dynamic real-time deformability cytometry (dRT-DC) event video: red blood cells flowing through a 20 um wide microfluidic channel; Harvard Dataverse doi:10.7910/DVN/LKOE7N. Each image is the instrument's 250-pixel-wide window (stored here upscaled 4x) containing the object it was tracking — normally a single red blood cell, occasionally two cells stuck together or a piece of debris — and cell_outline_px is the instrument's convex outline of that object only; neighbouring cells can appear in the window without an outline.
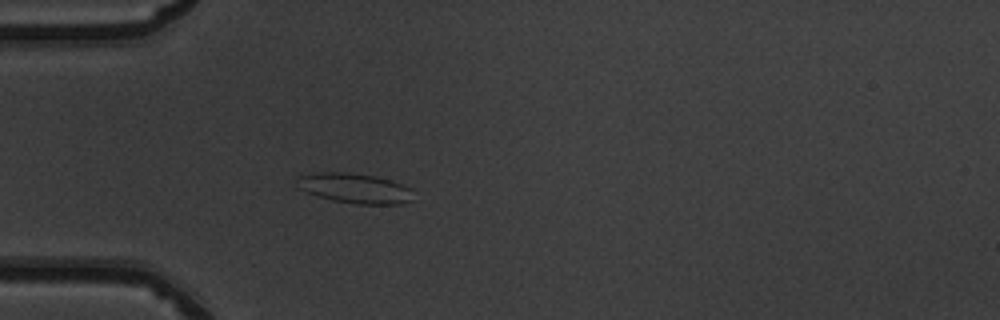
{"species": "common noctule bat (a hibernating species)", "species_latin": "Nyctalus noctula", "temperature_condition": "warm", "stored_images_in_passage": 37, "camera_frame_rate_fps": 3000, "um_per_image_px": 0.085, "animal": {"sex": "male", "body_mass_g": 19.5, "forearm_length_mm": 54.6}, "frame": {"image": 1, "passage_image": 5, "time_ms": 1.333, "image_size_px": [1000, 320], "cell_outline_px": [[412, 200], [400, 204], [356, 204], [332, 200], [308, 192], [300, 188], [300, 176], [320, 172], [348, 172], [376, 176], [412, 188]], "centroid_in_image_um": [30.23, 16.01], "position_along_channel_um": 54.8, "area_um2": 19.88}}
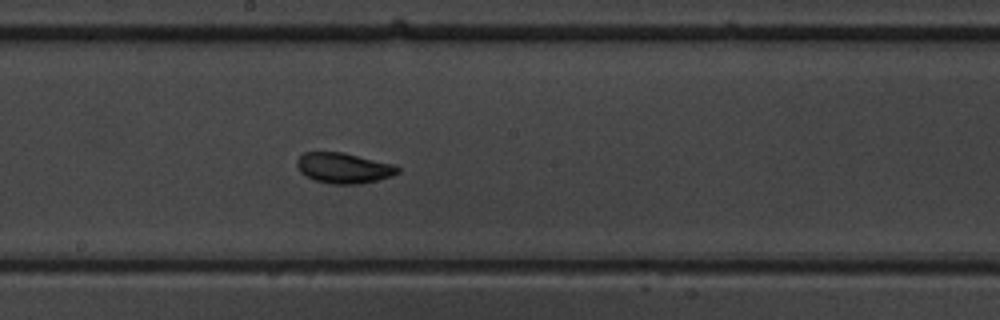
{"frame": {"image": 2, "passage_image": 18, "time_ms": 5.667, "image_size_px": [1000, 320], "cell_outline_px": [[400, 172], [392, 176], [360, 184], [332, 184], [316, 180], [300, 172], [296, 164], [296, 160], [304, 152], [344, 152], [396, 164], [400, 168]], "centroid_in_image_um": [29.25, 14.27], "position_along_channel_um": 218.9, "area_um2": 18.03}}
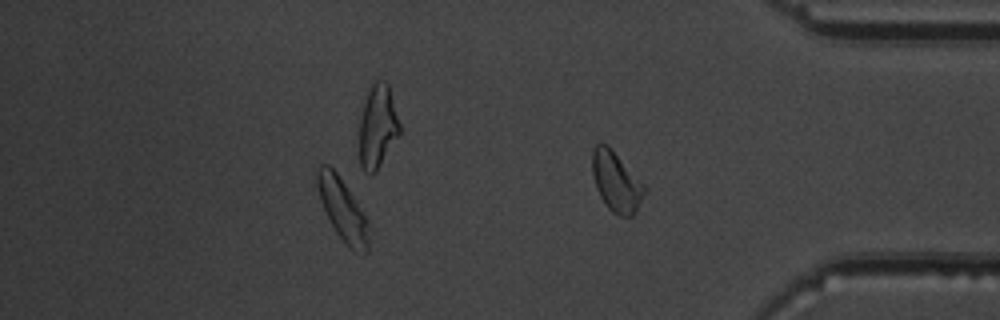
{"frame": {"image": 3, "passage_image": 31, "time_ms": 10.0, "image_size_px": [1000, 320], "cell_outline_px": [[368, 252], [364, 256], [348, 248], [336, 232], [320, 200], [316, 184], [316, 172], [320, 164], [328, 164], [336, 172], [368, 220]], "centroid_in_image_um": [29.12, 17.85], "position_along_channel_um": 406.1, "area_um2": 18.44}, "authors_computed_cell_mechanics": {"area_um2": 18.0914, "velocity_mm_per_s": 3.9822, "shape_relaxation_time_tau1_ms": 3.4869, "shape_relaxation_time_tau2_ms": 1.2465, "deformation_change_tau1": 0.1002, "deformation_change_tau2": 0.0539}}